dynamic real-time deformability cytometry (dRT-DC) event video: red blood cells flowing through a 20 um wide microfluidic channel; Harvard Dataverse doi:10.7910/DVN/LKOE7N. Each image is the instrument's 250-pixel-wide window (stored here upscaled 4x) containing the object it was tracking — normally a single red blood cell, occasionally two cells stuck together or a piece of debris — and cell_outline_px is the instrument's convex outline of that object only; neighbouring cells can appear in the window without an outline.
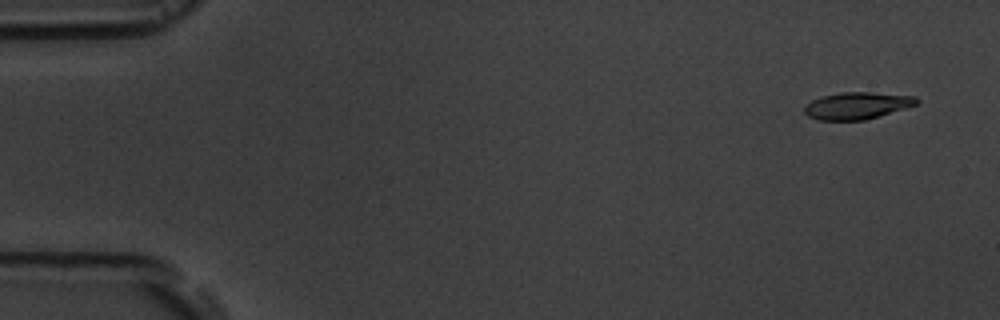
{"species": "common noctule bat (a hibernating species)", "species_latin": "Nyctalus noctula", "temperature_condition": "room temperature", "stored_images_in_passage": 6, "camera_frame_rate_fps": 3000, "um_per_image_px": 0.085, "animal": {"sex": "male", "body_mass_g": 19.5, "forearm_length_mm": 54.6}, "frame": {"image": 1, "passage_image": 1, "time_ms": 0.0, "image_size_px": [1000, 320], "cell_outline_px": [[920, 100], [916, 104], [904, 108], [864, 120], [820, 120], [808, 116], [804, 112], [804, 104], [812, 100], [824, 96], [840, 92], [872, 92], [916, 96]], "centroid_in_image_um": [72.83, 8.97], "position_along_channel_um": 12.2, "area_um2": 17.51}}
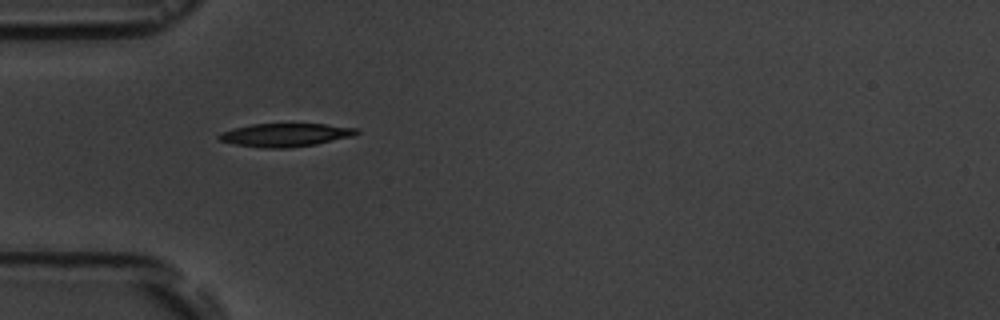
{"frame": {"image": 2, "passage_image": 5, "time_ms": 4.667, "image_size_px": [1000, 320], "cell_outline_px": [[360, 132], [352, 136], [316, 144], [288, 148], [264, 148], [236, 144], [220, 140], [216, 136], [220, 132], [232, 128], [252, 124], [324, 124], [356, 128]], "centroid_in_image_um": [24.22, 11.47], "position_along_channel_um": 60.8, "area_um2": 18.55}}
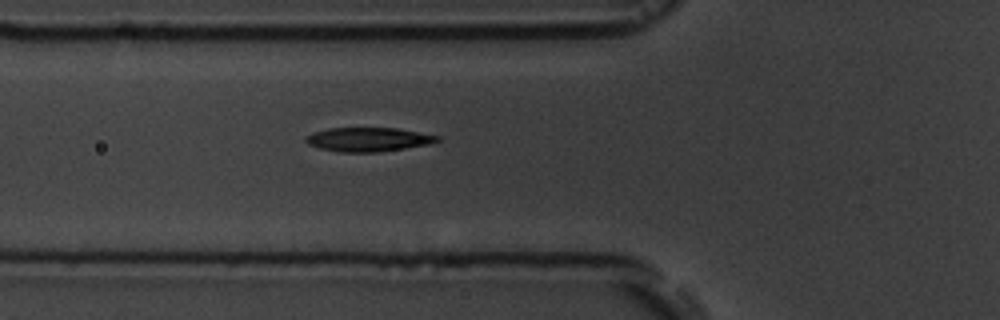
{"frame": {"image": 3, "passage_image": 6, "time_ms": 5.667, "image_size_px": [1000, 320], "cell_outline_px": [[440, 140], [432, 144], [376, 152], [340, 152], [320, 148], [308, 144], [304, 140], [304, 136], [312, 132], [328, 128], [400, 128], [440, 136]], "centroid_in_image_um": [31.3, 11.84], "position_along_channel_um": 94.5, "area_um2": 18.55}}